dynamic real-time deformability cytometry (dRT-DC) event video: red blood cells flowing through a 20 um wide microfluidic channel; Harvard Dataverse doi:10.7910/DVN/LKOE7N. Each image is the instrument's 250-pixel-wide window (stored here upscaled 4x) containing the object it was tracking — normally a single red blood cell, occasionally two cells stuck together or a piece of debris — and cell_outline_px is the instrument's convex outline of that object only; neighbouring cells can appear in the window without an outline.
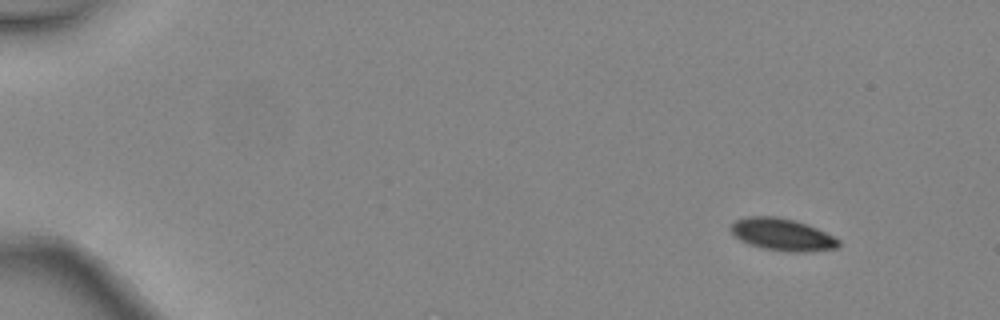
{"species": "common noctule bat (a hibernating species)", "species_latin": "Nyctalus noctula", "temperature_condition": "warm", "stored_images_in_passage": 5, "camera_frame_rate_fps": 3000, "um_per_image_px": 0.085, "animal": {"sex": "female", "body_mass_g": 24.6, "forearm_length_mm": 56.2}, "frame": {"image": 1, "passage_image": 1, "time_ms": 0.0, "image_size_px": [1000, 320], "cell_outline_px": [[840, 244], [836, 248], [808, 252], [788, 252], [764, 248], [740, 240], [728, 228], [728, 224], [736, 220], [748, 216], [776, 216], [808, 224], [840, 240]], "centroid_in_image_um": [66.47, 19.93], "position_along_channel_um": 18.5, "area_um2": 20.11}}
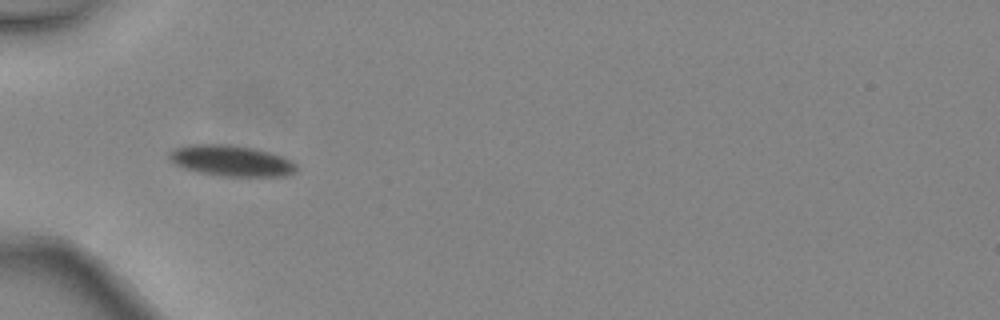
{"frame": {"image": 2, "passage_image": 4, "time_ms": 1.0, "image_size_px": [1000, 320], "cell_outline_px": [[296, 172], [284, 176], [220, 176], [200, 172], [184, 168], [168, 160], [168, 152], [176, 148], [192, 144], [228, 144], [252, 148], [268, 152], [292, 160], [296, 164]], "centroid_in_image_um": [19.64, 13.66], "position_along_channel_um": 65.4, "area_um2": 22.83}}
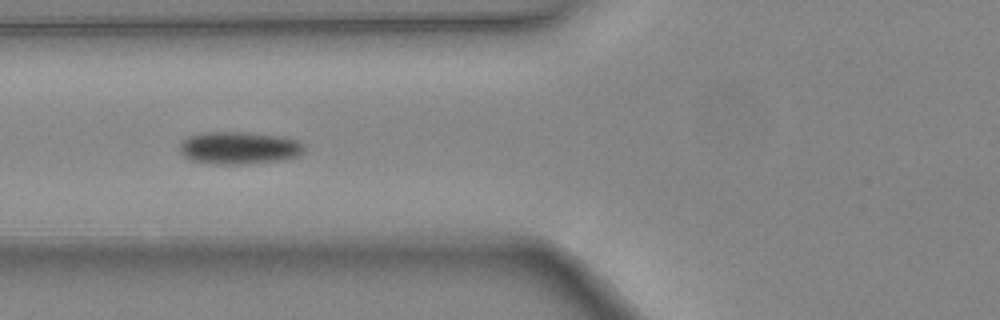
{"frame": {"image": 3, "passage_image": 5, "time_ms": 1.333, "image_size_px": [1000, 320], "cell_outline_px": [[304, 152], [296, 156], [284, 160], [244, 164], [216, 164], [192, 160], [184, 156], [180, 152], [180, 144], [188, 136], [208, 132], [244, 132], [284, 136], [296, 140], [304, 144]], "centroid_in_image_um": [20.36, 12.57], "position_along_channel_um": 105.4, "area_um2": 23.58}}